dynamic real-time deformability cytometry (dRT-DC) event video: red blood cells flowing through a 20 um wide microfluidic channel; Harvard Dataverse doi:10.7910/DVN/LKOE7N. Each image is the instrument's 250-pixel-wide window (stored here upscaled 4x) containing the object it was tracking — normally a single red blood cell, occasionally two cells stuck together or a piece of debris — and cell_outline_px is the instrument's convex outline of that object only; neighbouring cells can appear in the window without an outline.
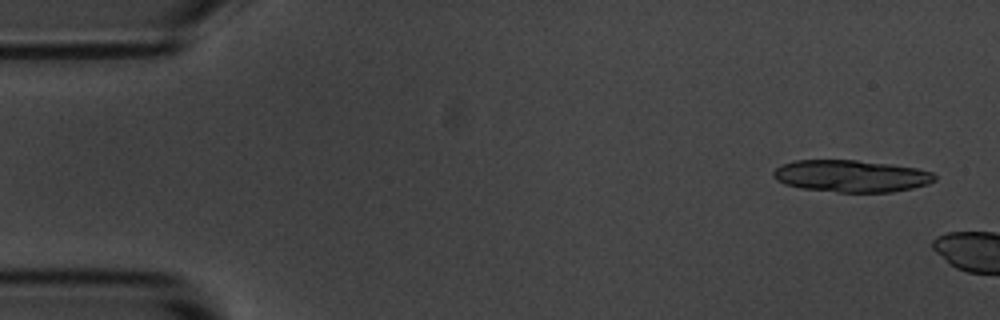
{"species": "common noctule bat (a hibernating species)", "species_latin": "Nyctalus noctula", "temperature_condition": "room temperature", "stored_images_in_passage": 6, "segment_of_instrument_passage": [2, 2], "camera_frame_rate_fps": 3000, "um_per_image_px": 0.085, "animal": {"sex": "male", "body_mass_g": 20.1, "forearm_length_mm": 53.5}, "frame": {"image": 1, "passage_image": 6, "time_ms": 6.0, "image_size_px": [1000, 320], "cell_outline_px": [[936, 180], [928, 184], [912, 188], [892, 192], [836, 192], [800, 188], [784, 184], [776, 180], [772, 176], [772, 172], [776, 168], [792, 160], [856, 160], [892, 164], [916, 168], [932, 172], [936, 176]], "centroid_in_image_um": [72.34, 14.96], "position_along_channel_um": 12.7, "area_um2": 30.29}}